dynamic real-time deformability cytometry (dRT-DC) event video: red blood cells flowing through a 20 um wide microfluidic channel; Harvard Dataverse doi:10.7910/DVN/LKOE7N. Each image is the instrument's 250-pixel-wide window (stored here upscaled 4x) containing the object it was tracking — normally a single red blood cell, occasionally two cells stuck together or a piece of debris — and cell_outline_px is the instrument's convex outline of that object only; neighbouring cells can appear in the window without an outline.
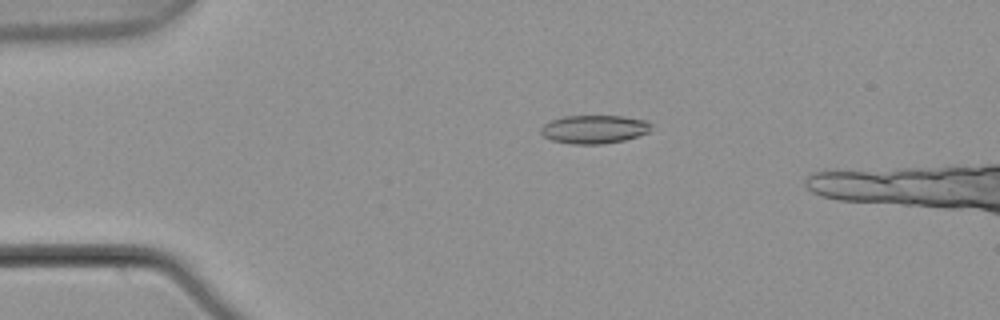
{"species": "common noctule bat (a hibernating species)", "species_latin": "Nyctalus noctula", "temperature_condition": "warm", "stored_images_in_passage": 6, "camera_frame_rate_fps": 3000, "um_per_image_px": 0.085, "animal": {"sex": "male", "body_mass_g": 21.5, "forearm_length_mm": 52.0}, "frame": {"image": 1, "passage_image": 4, "time_ms": 1.0, "image_size_px": [1000, 320], "cell_outline_px": [[652, 124], [648, 132], [624, 140], [600, 144], [572, 144], [552, 140], [544, 136], [540, 132], [540, 128], [544, 124], [552, 120], [564, 116], [624, 116], [648, 120]], "centroid_in_image_um": [50.51, 10.98], "position_along_channel_um": 34.5, "area_um2": 18.21}}